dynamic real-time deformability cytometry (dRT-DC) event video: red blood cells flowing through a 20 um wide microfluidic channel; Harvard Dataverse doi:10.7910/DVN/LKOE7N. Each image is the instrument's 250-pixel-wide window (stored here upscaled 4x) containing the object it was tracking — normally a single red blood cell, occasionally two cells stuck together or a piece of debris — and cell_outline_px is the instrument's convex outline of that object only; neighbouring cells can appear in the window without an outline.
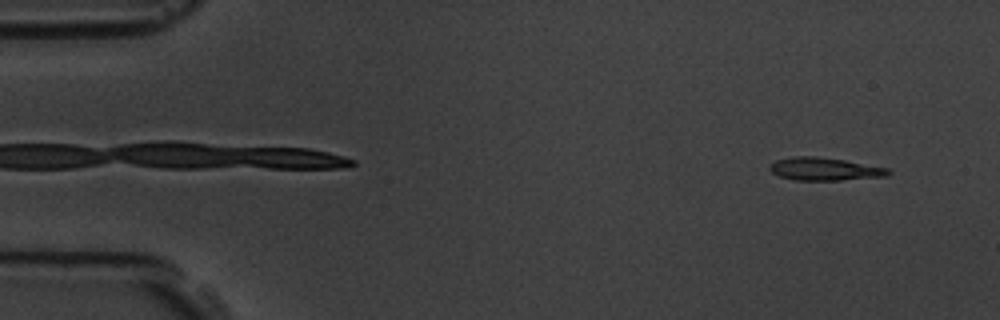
{"species": "common noctule bat (a hibernating species)", "species_latin": "Nyctalus noctula", "temperature_condition": "room temperature", "stored_images_in_passage": 6, "camera_frame_rate_fps": 3000, "um_per_image_px": 0.085, "animal": {"sex": "male", "body_mass_g": 19.5, "forearm_length_mm": 54.6}, "frame": {"image": 1, "passage_image": 1, "time_ms": 0.0, "image_size_px": [1000, 320], "cell_outline_px": [[892, 172], [888, 176], [840, 180], [796, 180], [780, 176], [772, 172], [768, 168], [768, 164], [776, 160], [792, 156], [816, 156], [844, 160], [888, 168]], "centroid_in_image_um": [70.07, 14.36], "position_along_channel_um": 14.9, "area_um2": 15.84}}
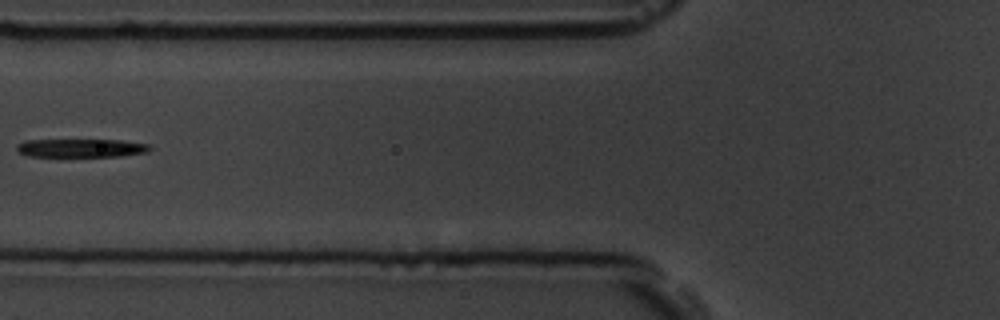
{"frame": {"image": 2, "passage_image": 5, "time_ms": 5.667, "image_size_px": [1000, 320], "cell_outline_px": [[152, 148], [148, 152], [120, 156], [28, 156], [20, 152], [16, 148], [16, 144], [24, 140], [124, 140], [148, 144]], "centroid_in_image_um": [6.91, 12.57], "position_along_channel_um": 118.9, "area_um2": 14.22}}
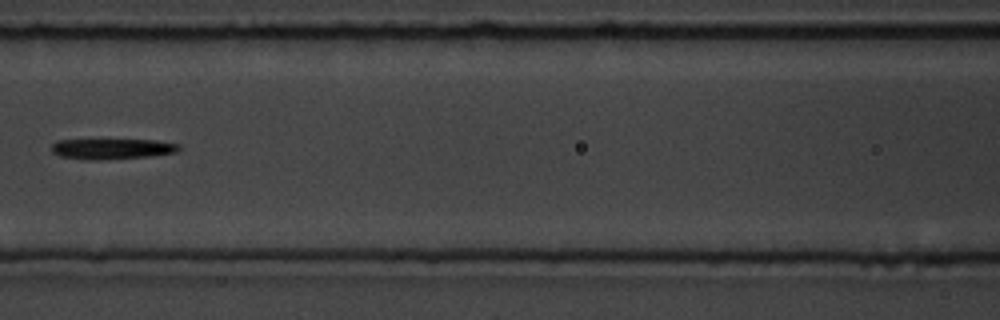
{"frame": {"image": 3, "passage_image": 6, "time_ms": 6.667, "image_size_px": [1000, 320], "cell_outline_px": [[180, 148], [176, 152], [152, 156], [96, 160], [88, 160], [60, 156], [52, 152], [52, 144], [56, 140], [152, 140], [180, 144]], "centroid_in_image_um": [9.51, 12.65], "position_along_channel_um": 157.1, "area_um2": 15.14}}